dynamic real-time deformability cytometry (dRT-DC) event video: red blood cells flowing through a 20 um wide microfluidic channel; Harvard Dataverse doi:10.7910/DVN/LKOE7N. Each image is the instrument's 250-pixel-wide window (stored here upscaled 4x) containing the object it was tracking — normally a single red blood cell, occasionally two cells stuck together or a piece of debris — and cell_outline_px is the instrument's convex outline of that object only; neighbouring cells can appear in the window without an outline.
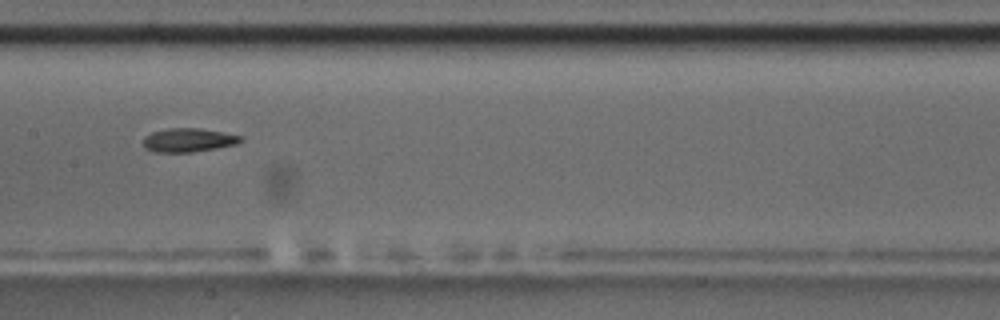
{"species": "common noctule bat (a hibernating species)", "species_latin": "Nyctalus noctula", "temperature_condition": "room temperature", "stored_images_in_passage": 9, "camera_frame_rate_fps": 3000, "um_per_image_px": 0.085, "animal": {"sex": "male", "body_mass_g": 17.5, "forearm_length_mm": 52.3}, "frame": {"image": 1, "passage_image": 6, "time_ms": 6.0, "image_size_px": [1000, 320], "cell_outline_px": [[244, 140], [236, 144], [216, 148], [192, 152], [156, 152], [144, 148], [144, 136], [152, 132], [168, 128], [200, 128], [224, 132], [244, 136]], "centroid_in_image_um": [16.05, 11.9], "position_along_channel_um": 191.4, "area_um2": 13.58}}